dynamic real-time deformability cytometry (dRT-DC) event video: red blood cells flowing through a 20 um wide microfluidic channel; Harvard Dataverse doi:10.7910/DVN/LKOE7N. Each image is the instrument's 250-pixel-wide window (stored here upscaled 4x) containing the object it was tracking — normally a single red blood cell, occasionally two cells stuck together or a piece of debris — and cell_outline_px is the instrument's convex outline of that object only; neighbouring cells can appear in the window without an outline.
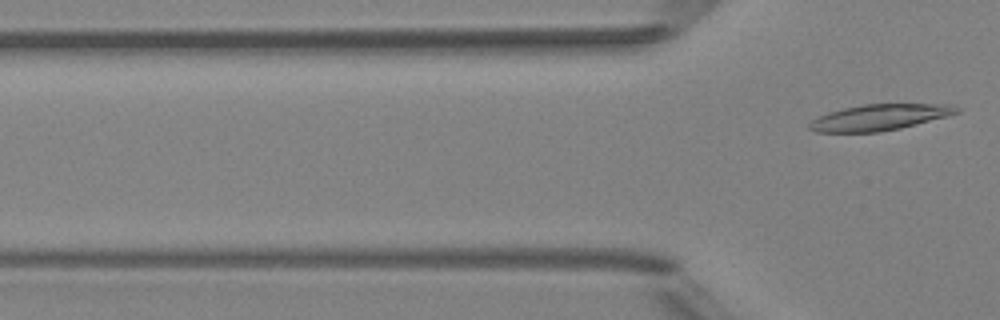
{"species": "Egyptian fruit bat (a non-hibernating species)", "species_latin": "Rousettus aegyptiacus", "temperature_condition": "room temperature", "stored_images_in_passage": 2, "camera_frame_rate_fps": 3000, "um_per_image_px": 0.085, "animal": {"sex": "female"}, "frame": {"image": 1, "passage_image": 2, "time_ms": 2.0, "image_size_px": [1000, 320], "cell_outline_px": [[960, 112], [948, 116], [900, 128], [880, 132], [816, 132], [808, 128], [808, 124], [812, 120], [828, 112], [844, 108], [864, 104], [948, 104], [960, 108]], "centroid_in_image_um": [74.76, 9.97], "position_along_channel_um": 51.0, "area_um2": 22.25}}